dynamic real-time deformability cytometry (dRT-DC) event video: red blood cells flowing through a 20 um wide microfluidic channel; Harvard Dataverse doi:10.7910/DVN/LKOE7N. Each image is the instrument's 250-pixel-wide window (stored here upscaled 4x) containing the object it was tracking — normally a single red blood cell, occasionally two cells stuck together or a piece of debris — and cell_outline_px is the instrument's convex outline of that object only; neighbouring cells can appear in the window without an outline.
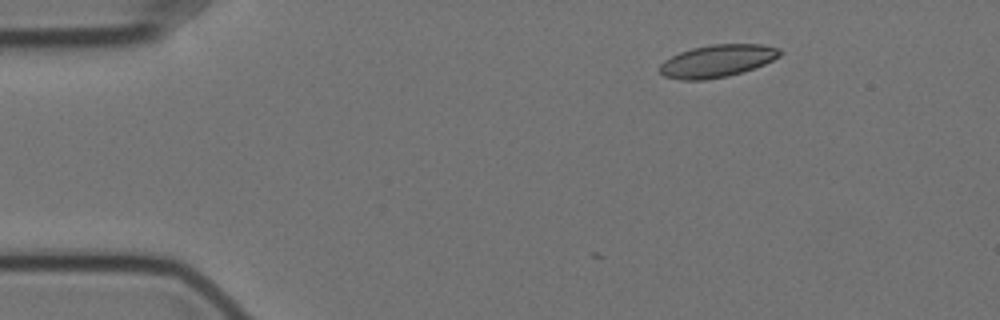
{"species": "Egyptian fruit bat (a non-hibernating species)", "species_latin": "Rousettus aegyptiacus", "temperature_condition": "cold", "stored_images_in_passage": 4, "camera_frame_rate_fps": 3000, "um_per_image_px": 0.085, "animal": {"sex": "female"}, "frame": {"image": 1, "passage_image": 1, "time_ms": 0.0, "image_size_px": [1000, 320], "cell_outline_px": [[780, 56], [764, 64], [744, 72], [728, 76], [704, 80], [680, 80], [664, 76], [660, 72], [660, 64], [664, 60], [680, 52], [692, 48], [712, 44], [764, 44], [780, 48]], "centroid_in_image_um": [60.97, 5.18], "position_along_channel_um": 24.0, "area_um2": 22.77}}